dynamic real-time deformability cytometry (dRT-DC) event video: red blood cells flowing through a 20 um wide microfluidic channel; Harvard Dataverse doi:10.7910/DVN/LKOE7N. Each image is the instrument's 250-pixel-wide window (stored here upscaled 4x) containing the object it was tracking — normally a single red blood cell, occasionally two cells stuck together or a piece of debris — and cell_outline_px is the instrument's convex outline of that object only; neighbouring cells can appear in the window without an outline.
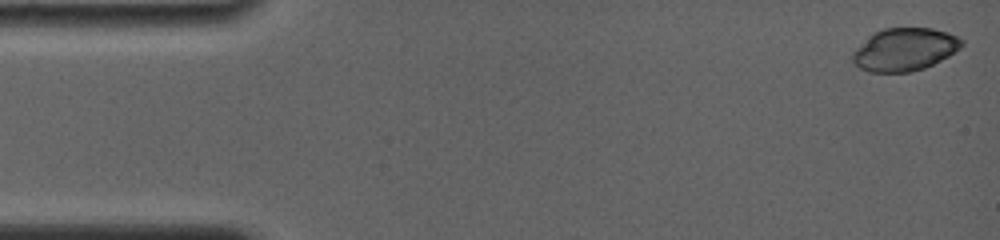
{"species": "common noctule bat (a hibernating species)", "species_latin": "Nyctalus noctula", "temperature_condition": "room temperature", "stored_images_in_passage": 6, "camera_frame_rate_fps": 4000, "um_per_image_px": 0.085, "animal": {"sex": "female", "body_mass_g": 19.0, "forearm_length_mm": 56.7}, "frame": {"image": 1, "passage_image": 1, "time_ms": 0.0, "image_size_px": [1000, 240], "cell_outline_px": [[964, 44], [960, 48], [948, 56], [924, 68], [912, 72], [868, 72], [860, 68], [852, 60], [852, 52], [872, 32], [884, 28], [932, 28], [948, 32], [964, 40]], "centroid_in_image_um": [76.88, 4.2], "position_along_channel_um": 8.1, "area_um2": 27.28}}
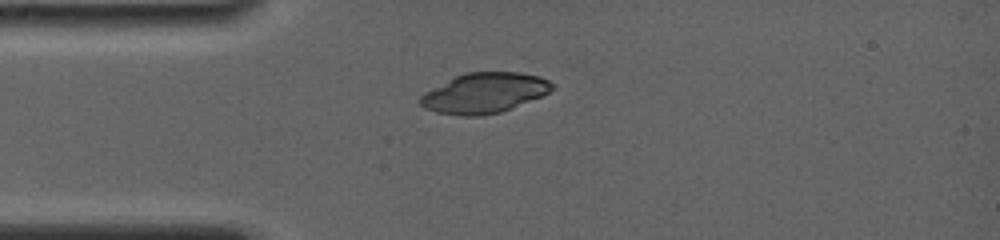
{"frame": {"image": 2, "passage_image": 6, "time_ms": 3.75, "image_size_px": [1000, 240], "cell_outline_px": [[556, 88], [540, 96], [500, 112], [480, 116], [460, 116], [436, 112], [424, 108], [420, 104], [420, 96], [424, 92], [464, 72], [520, 72], [540, 76], [556, 84]], "centroid_in_image_um": [41.17, 7.9], "position_along_channel_um": 43.8, "area_um2": 30.81}}